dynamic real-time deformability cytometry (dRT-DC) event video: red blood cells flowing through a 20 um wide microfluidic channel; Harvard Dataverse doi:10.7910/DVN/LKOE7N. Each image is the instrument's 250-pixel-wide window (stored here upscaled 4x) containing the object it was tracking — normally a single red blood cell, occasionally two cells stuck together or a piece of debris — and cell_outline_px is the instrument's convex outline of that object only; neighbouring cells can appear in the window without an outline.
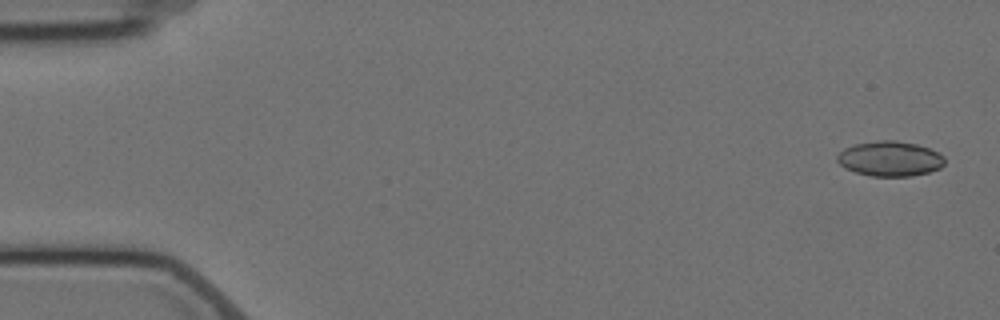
{"species": "Egyptian fruit bat (a non-hibernating species)", "species_latin": "Rousettus aegyptiacus", "temperature_condition": "cold", "stored_images_in_passage": 6, "camera_frame_rate_fps": 3000, "um_per_image_px": 0.085, "animal": {"sex": "female"}, "frame": {"image": 1, "passage_image": 1, "time_ms": 0.0, "image_size_px": [1000, 320], "cell_outline_px": [[944, 164], [940, 168], [928, 172], [912, 176], [872, 176], [856, 172], [844, 168], [836, 160], [836, 156], [844, 148], [856, 144], [876, 140], [896, 140], [916, 144], [928, 148], [944, 156]], "centroid_in_image_um": [75.62, 13.49], "position_along_channel_um": 9.4, "area_um2": 21.91}}
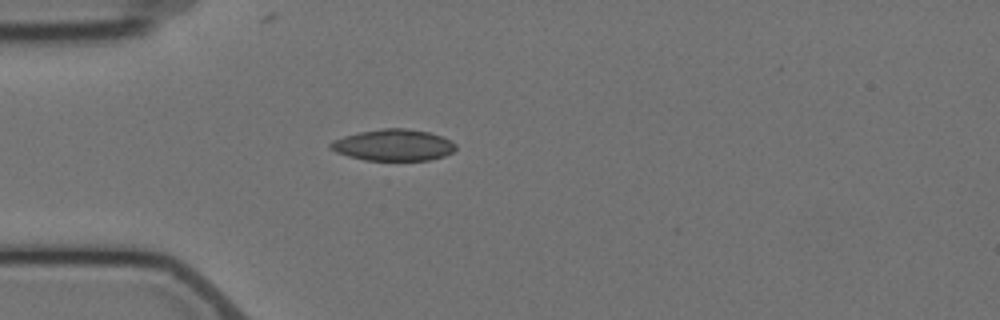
{"frame": {"image": 2, "passage_image": 5, "time_ms": 4.667, "image_size_px": [1000, 320], "cell_outline_px": [[456, 148], [452, 152], [444, 156], [428, 160], [364, 160], [348, 156], [336, 152], [328, 148], [328, 144], [332, 140], [344, 136], [360, 132], [384, 128], [404, 128], [428, 132], [440, 136], [456, 144]], "centroid_in_image_um": [33.39, 12.33], "position_along_channel_um": 51.6, "area_um2": 22.83}}